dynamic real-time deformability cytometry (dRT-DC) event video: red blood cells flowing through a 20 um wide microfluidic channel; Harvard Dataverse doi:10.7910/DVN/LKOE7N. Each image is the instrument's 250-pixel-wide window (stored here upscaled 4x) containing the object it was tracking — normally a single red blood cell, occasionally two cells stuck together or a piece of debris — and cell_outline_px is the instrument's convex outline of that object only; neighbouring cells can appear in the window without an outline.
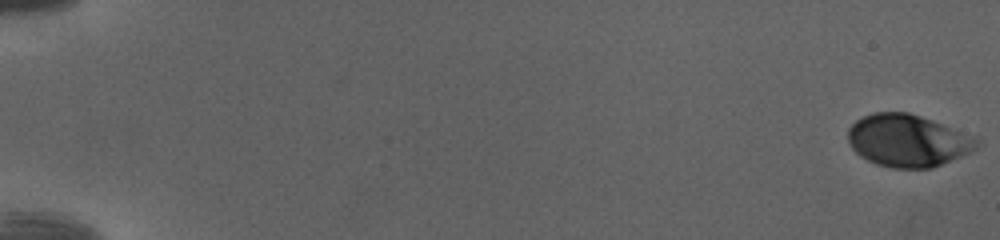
{"species": "human", "species_latin": "Homo sapiens", "temperature_condition": "cold", "stored_images_in_passage": 53, "camera_frame_rate_fps": 3000, "um_per_image_px": 0.085, "donor": {"sex": "female"}, "frame": {"image": 1, "passage_image": 1, "time_ms": 0.0, "image_size_px": [1000, 240], "cell_outline_px": [[980, 144], [976, 148], [960, 156], [932, 168], [892, 168], [876, 164], [860, 156], [852, 148], [848, 140], [848, 128], [856, 120], [872, 112], [908, 112], [932, 120], [976, 136], [980, 140]], "centroid_in_image_um": [77.16, 11.94], "position_along_channel_um": 7.8, "area_um2": 39.25}}
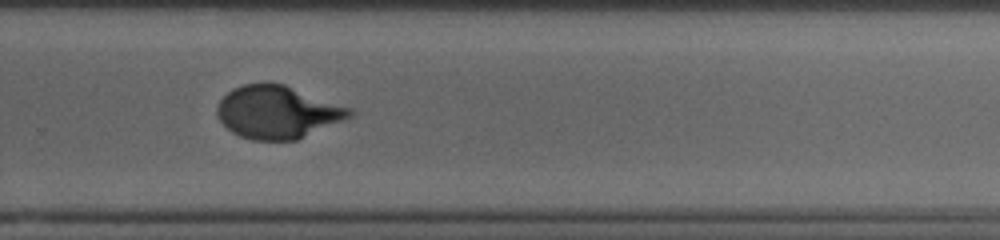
{"frame": {"image": 2, "passage_image": 38, "time_ms": 12.333, "image_size_px": [1000, 240], "cell_outline_px": [[356, 112], [352, 116], [296, 140], [252, 140], [240, 136], [232, 132], [216, 116], [216, 108], [220, 100], [232, 88], [244, 84], [284, 84], [352, 108]], "centroid_in_image_um": [23.59, 9.53], "position_along_channel_um": 306.2, "area_um2": 40.4}}
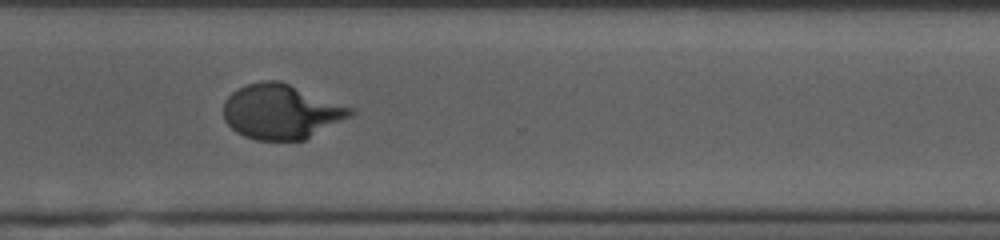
{"frame": {"image": 3, "passage_image": 41, "time_ms": 13.333, "image_size_px": [1000, 240], "cell_outline_px": [[356, 112], [352, 116], [304, 140], [256, 140], [244, 136], [236, 132], [224, 120], [224, 100], [232, 92], [248, 84], [264, 80], [280, 80], [356, 108]], "centroid_in_image_um": [23.94, 9.48], "position_along_channel_um": 346.7, "area_um2": 40.81}, "authors_computed_cell_mechanics": {"area_um2": 40.2866, "velocity_mm_per_s": 4.0085, "shape_relaxation_time_tau1_ms": 4.679, "shape_relaxation_time_tau2_ms": null, "deformation_change_tau1": 0.2044, "deformation_change_tau2": null}}